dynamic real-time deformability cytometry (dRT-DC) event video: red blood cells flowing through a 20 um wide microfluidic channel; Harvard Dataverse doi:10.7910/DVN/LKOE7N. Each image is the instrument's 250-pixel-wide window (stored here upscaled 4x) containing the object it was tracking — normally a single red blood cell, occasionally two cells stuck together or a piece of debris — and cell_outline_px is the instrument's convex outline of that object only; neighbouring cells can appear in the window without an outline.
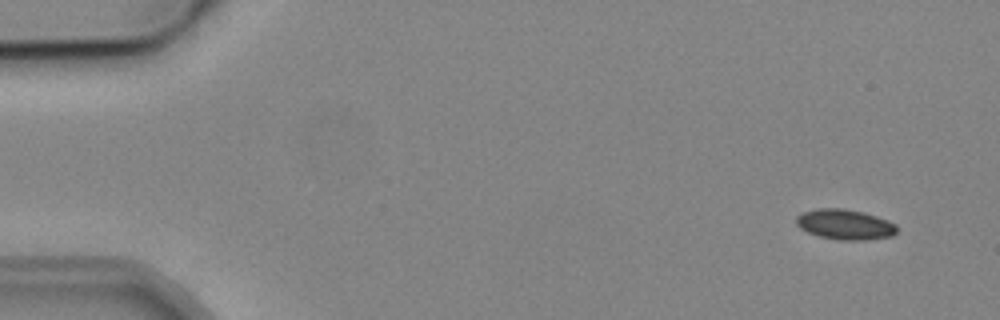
{"species": "common noctule bat (a hibernating species)", "species_latin": "Nyctalus noctula", "temperature_condition": "cold", "stored_images_in_passage": 7, "camera_frame_rate_fps": 3000, "um_per_image_px": 0.085, "animal": {"sex": "male", "body_mass_g": 19.2, "forearm_length_mm": 51.8}, "frame": {"image": 1, "passage_image": 1, "time_ms": 0.0, "image_size_px": [1000, 320], "cell_outline_px": [[896, 232], [892, 236], [864, 240], [836, 240], [820, 236], [808, 232], [800, 228], [796, 224], [796, 216], [804, 212], [820, 208], [840, 208], [864, 212], [888, 220], [896, 224]], "centroid_in_image_um": [71.82, 19.08], "position_along_channel_um": 13.2, "area_um2": 17.69}}
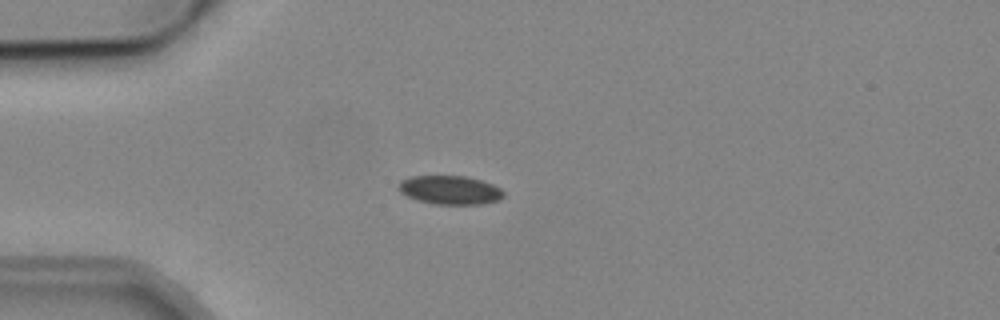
{"frame": {"image": 2, "passage_image": 4, "time_ms": 3.667, "image_size_px": [1000, 320], "cell_outline_px": [[504, 196], [500, 200], [484, 204], [436, 204], [420, 200], [408, 196], [400, 192], [400, 184], [404, 180], [412, 176], [464, 176], [480, 180], [492, 184], [500, 188], [504, 192]], "centroid_in_image_um": [38.32, 16.16], "position_along_channel_um": 46.7, "area_um2": 17.28}}